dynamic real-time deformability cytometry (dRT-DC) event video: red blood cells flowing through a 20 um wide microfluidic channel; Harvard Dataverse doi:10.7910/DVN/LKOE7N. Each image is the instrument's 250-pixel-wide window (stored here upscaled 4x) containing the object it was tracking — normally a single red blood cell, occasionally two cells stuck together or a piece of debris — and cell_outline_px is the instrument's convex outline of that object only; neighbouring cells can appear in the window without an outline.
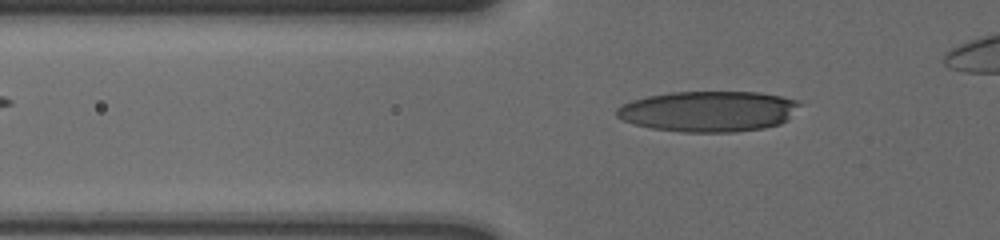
{"species": "human", "species_latin": "Homo sapiens", "temperature_condition": "cold", "stored_images_in_passage": 53, "camera_frame_rate_fps": 3000, "um_per_image_px": 0.085, "donor": {"sex": "male"}, "frame": {"image": 1, "passage_image": 19, "time_ms": 6.0, "image_size_px": [1000, 240], "cell_outline_px": [[800, 104], [788, 120], [780, 124], [764, 128], [732, 132], [684, 132], [652, 128], [632, 124], [616, 116], [616, 108], [632, 100], [648, 96], [672, 92], [760, 92], [780, 96], [796, 100]], "centroid_in_image_um": [60.22, 9.46], "position_along_channel_um": 65.6, "area_um2": 43.29}}
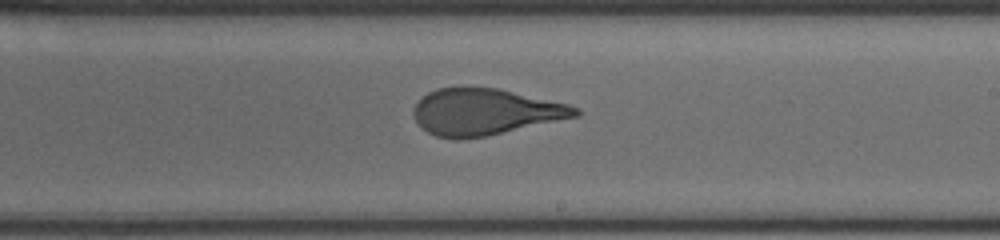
{"frame": {"image": 2, "passage_image": 35, "time_ms": 11.333, "image_size_px": [1000, 240], "cell_outline_px": [[580, 116], [488, 136], [460, 140], [452, 140], [436, 136], [428, 132], [416, 120], [412, 112], [412, 108], [428, 92], [436, 88], [460, 84], [496, 88], [568, 104], [576, 108], [580, 112]], "centroid_in_image_um": [41.19, 9.49], "position_along_channel_um": 247.8, "area_um2": 44.45}}
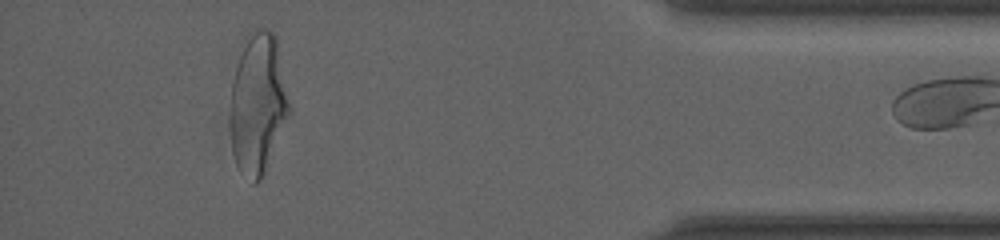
{"frame": {"image": 3, "passage_image": 52, "time_ms": 17.0, "image_size_px": [1000, 240], "cell_outline_px": [[288, 116], [264, 172], [260, 180], [256, 184], [252, 184], [236, 164], [232, 152], [232, 84], [244, 36], [256, 28], [268, 28], [276, 32], [288, 100]], "centroid_in_image_um": [21.92, 8.73], "position_along_channel_um": 413.3, "area_um2": 47.45}}